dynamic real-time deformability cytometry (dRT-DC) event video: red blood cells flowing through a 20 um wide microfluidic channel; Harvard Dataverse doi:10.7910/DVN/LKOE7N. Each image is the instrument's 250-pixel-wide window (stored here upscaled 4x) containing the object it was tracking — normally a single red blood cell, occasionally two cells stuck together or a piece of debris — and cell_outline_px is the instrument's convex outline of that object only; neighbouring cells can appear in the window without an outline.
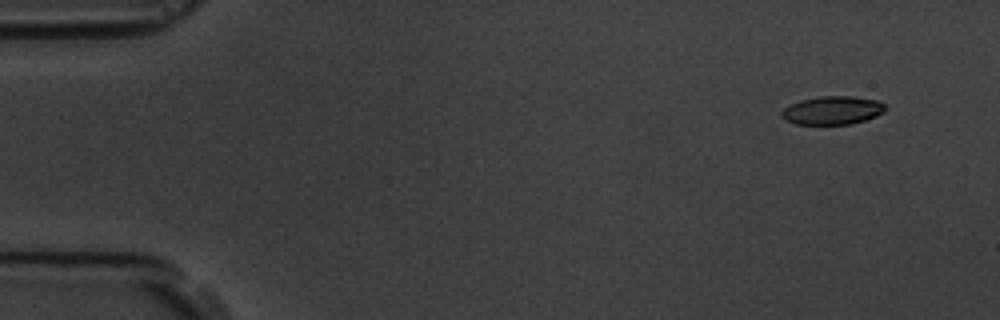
{"species": "common noctule bat (a hibernating species)", "species_latin": "Nyctalus noctula", "temperature_condition": "room temperature", "stored_images_in_passage": 5, "camera_frame_rate_fps": 3000, "um_per_image_px": 0.085, "animal": {"sex": "male", "body_mass_g": 19.5, "forearm_length_mm": 54.6}, "frame": {"image": 1, "passage_image": 1, "time_ms": 0.0, "image_size_px": [1000, 320], "cell_outline_px": [[888, 108], [884, 112], [876, 116], [852, 124], [796, 124], [784, 120], [780, 116], [780, 112], [784, 108], [800, 100], [820, 96], [852, 96], [876, 100], [884, 104]], "centroid_in_image_um": [70.75, 9.38], "position_along_channel_um": 14.2, "area_um2": 17.22}}
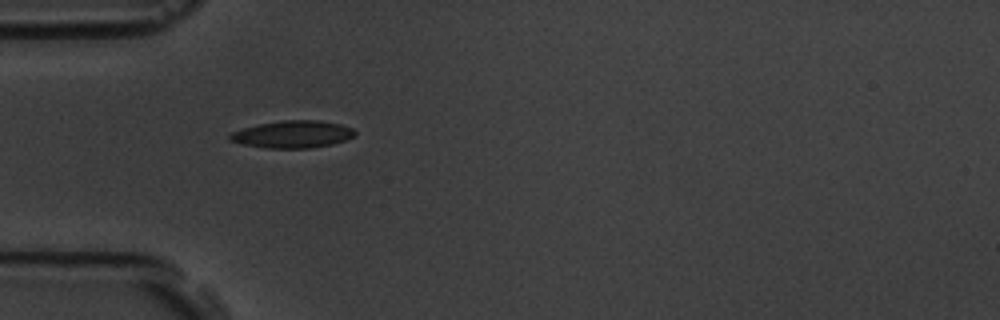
{"frame": {"image": 2, "passage_image": 4, "time_ms": 4.333, "image_size_px": [1000, 320], "cell_outline_px": [[356, 136], [332, 144], [308, 148], [264, 148], [244, 144], [228, 140], [228, 136], [232, 132], [244, 128], [260, 124], [284, 120], [320, 120], [340, 124], [352, 128], [356, 132]], "centroid_in_image_um": [24.89, 11.41], "position_along_channel_um": 60.1, "area_um2": 19.77}}
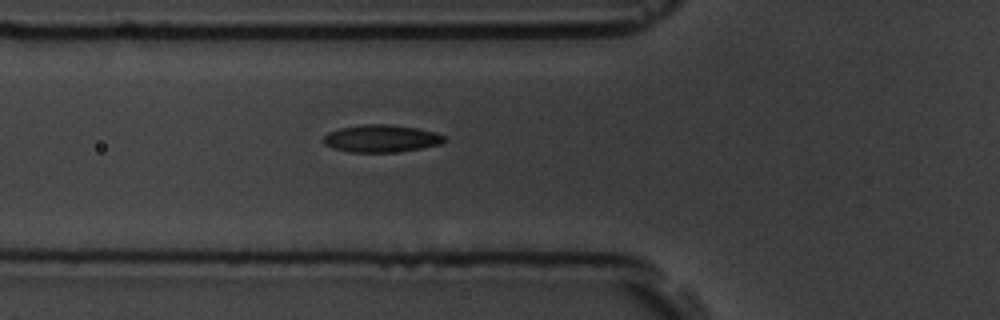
{"frame": {"image": 3, "passage_image": 5, "time_ms": 5.333, "image_size_px": [1000, 320], "cell_outline_px": [[448, 140], [440, 144], [420, 148], [396, 152], [348, 152], [332, 148], [324, 144], [320, 140], [328, 132], [340, 128], [364, 124], [388, 124], [416, 128], [432, 132], [444, 136]], "centroid_in_image_um": [32.35, 11.78], "position_along_channel_um": 93.5, "area_um2": 19.31}}